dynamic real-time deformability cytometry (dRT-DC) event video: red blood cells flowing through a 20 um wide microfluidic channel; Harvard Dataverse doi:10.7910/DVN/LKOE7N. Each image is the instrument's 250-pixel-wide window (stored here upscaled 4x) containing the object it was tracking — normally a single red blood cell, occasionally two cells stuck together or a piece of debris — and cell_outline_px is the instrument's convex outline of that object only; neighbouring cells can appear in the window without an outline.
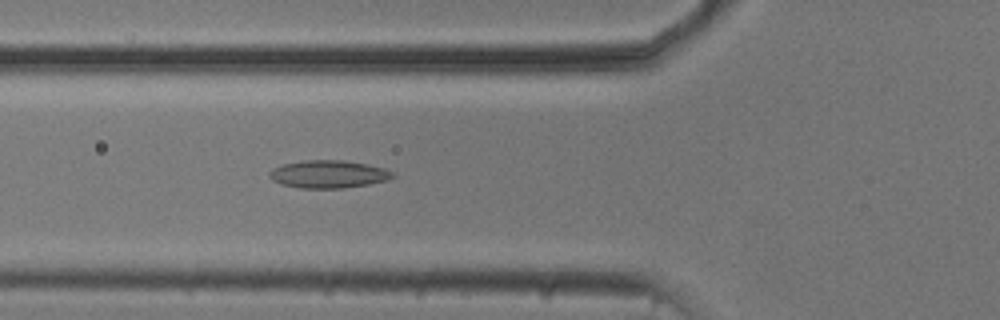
{"species": "common noctule bat (a hibernating species)", "species_latin": "Nyctalus noctula", "temperature_condition": "cold", "stored_images_in_passage": 41, "camera_frame_rate_fps": 3000, "um_per_image_px": 0.085, "animal": {"sex": "male", "body_mass_g": 20.5, "forearm_length_mm": 52.5}, "frame": {"image": 1, "passage_image": 7, "time_ms": 2.0, "image_size_px": [1000, 320], "cell_outline_px": [[396, 176], [388, 180], [368, 184], [344, 188], [300, 188], [280, 184], [268, 176], [268, 172], [272, 168], [284, 164], [304, 160], [344, 160], [368, 164], [384, 168], [396, 172]], "centroid_in_image_um": [27.95, 14.8], "position_along_channel_um": 97.9, "area_um2": 20.11}}
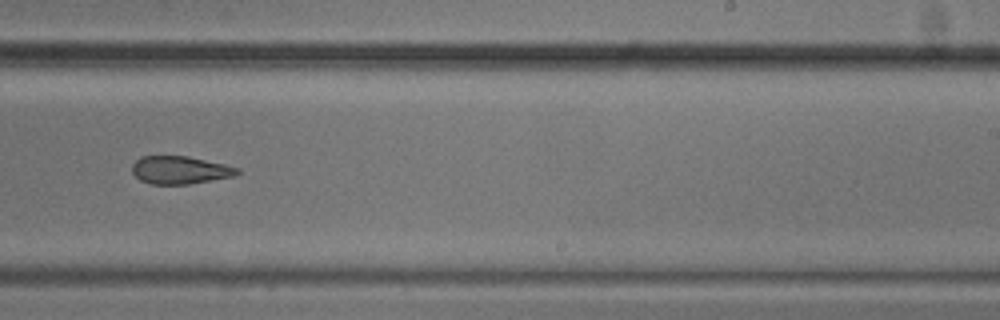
{"frame": {"image": 2, "passage_image": 21, "time_ms": 6.667, "image_size_px": [1000, 320], "cell_outline_px": [[240, 172], [232, 176], [188, 184], [148, 184], [140, 180], [132, 172], [132, 164], [140, 156], [188, 156], [224, 164], [240, 168]], "centroid_in_image_um": [15.26, 14.45], "position_along_channel_um": 273.7, "area_um2": 16.99}}
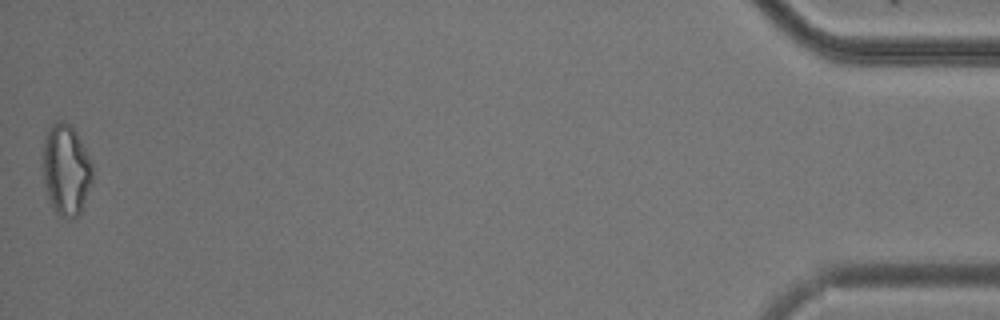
{"frame": {"image": 3, "passage_image": 41, "time_ms": 13.333, "image_size_px": [1000, 320], "cell_outline_px": [[92, 184], [80, 212], [76, 216], [68, 220], [60, 216], [56, 212], [48, 196], [44, 184], [44, 140], [48, 128], [56, 120], [64, 120], [72, 124], [92, 160]], "centroid_in_image_um": [5.64, 14.39], "position_along_channel_um": 429.6, "area_um2": 26.47}, "authors_computed_cell_mechanics": {"area_um2": 19.0162, "velocity_mm_per_s": 3.7585, "shape_relaxation_time_tau1_ms": null, "shape_relaxation_time_tau2_ms": 6.2723, "deformation_change_tau1": null, "deformation_change_tau2": 0.158}}